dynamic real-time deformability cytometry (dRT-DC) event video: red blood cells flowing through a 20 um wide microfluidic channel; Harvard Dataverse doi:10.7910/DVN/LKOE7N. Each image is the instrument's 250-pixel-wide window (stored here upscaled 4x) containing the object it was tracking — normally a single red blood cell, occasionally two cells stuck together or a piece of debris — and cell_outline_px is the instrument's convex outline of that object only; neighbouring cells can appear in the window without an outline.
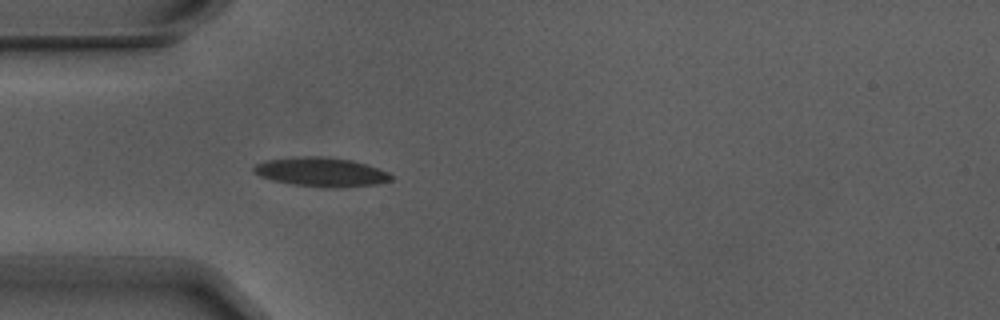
{"species": "Egyptian fruit bat (a non-hibernating species)", "species_latin": "Rousettus aegyptiacus", "temperature_condition": "warm", "stored_images_in_passage": 5, "camera_frame_rate_fps": 3000, "um_per_image_px": 0.085, "animal": {"sex": "male"}, "frame": {"image": 1, "passage_image": 5, "time_ms": 1.333, "image_size_px": [1000, 320], "cell_outline_px": [[392, 180], [380, 184], [344, 188], [324, 188], [292, 184], [272, 180], [260, 176], [252, 172], [252, 168], [256, 164], [264, 160], [300, 156], [320, 156], [352, 160], [388, 172], [392, 176]], "centroid_in_image_um": [27.28, 14.63], "position_along_channel_um": 57.7, "area_um2": 23.58}}